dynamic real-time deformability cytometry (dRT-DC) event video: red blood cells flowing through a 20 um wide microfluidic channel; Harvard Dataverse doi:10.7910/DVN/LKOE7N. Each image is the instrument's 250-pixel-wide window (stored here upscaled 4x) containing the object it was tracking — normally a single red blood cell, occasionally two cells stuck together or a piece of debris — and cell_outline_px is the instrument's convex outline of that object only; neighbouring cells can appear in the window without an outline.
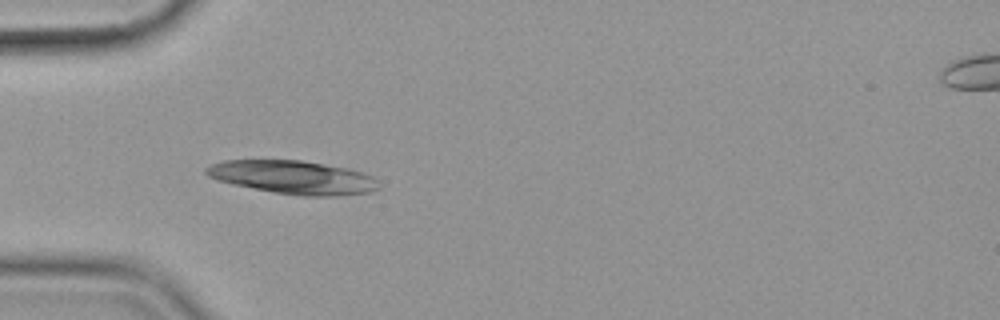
{"species": "common noctule bat (a hibernating species)", "species_latin": "Nyctalus noctula", "temperature_condition": "cold", "stored_images_in_passage": 42, "camera_frame_rate_fps": 3000, "um_per_image_px": 0.085, "animal": {"sex": "female", "body_mass_g": 19.9}, "frame": {"image": 1, "passage_image": 4, "time_ms": 1.0, "image_size_px": [1000, 320], "cell_outline_px": [[380, 188], [372, 192], [336, 196], [304, 196], [276, 192], [232, 184], [208, 176], [204, 172], [204, 168], [212, 164], [224, 160], [300, 160], [348, 168], [372, 176], [376, 180]], "centroid_in_image_um": [24.93, 15.07], "position_along_channel_um": 60.1, "area_um2": 33.35}}
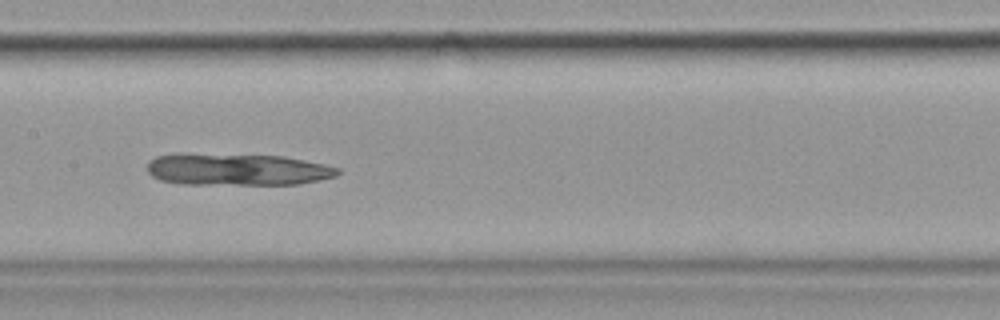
{"frame": {"image": 2, "passage_image": 15, "time_ms": 4.667, "image_size_px": [1000, 320], "cell_outline_px": [[340, 172], [336, 176], [300, 184], [180, 184], [160, 180], [152, 176], [148, 172], [148, 160], [156, 156], [284, 156], [324, 164], [340, 168]], "centroid_in_image_um": [20.25, 14.45], "position_along_channel_um": 187.2, "area_um2": 34.16}}
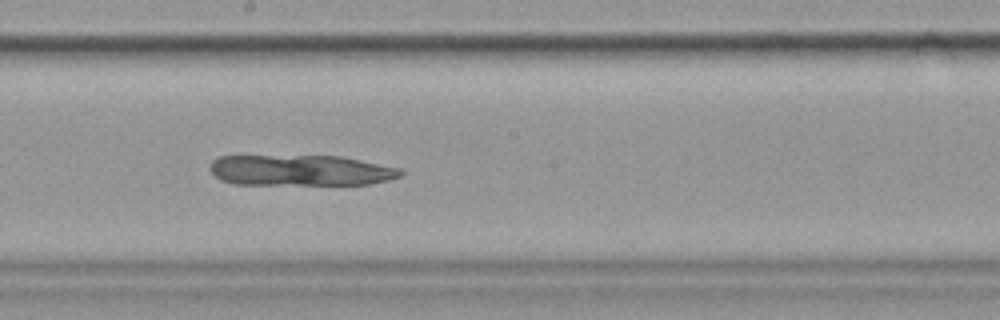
{"frame": {"image": 3, "passage_image": 18, "time_ms": 5.667, "image_size_px": [1000, 320], "cell_outline_px": [[404, 172], [400, 176], [388, 180], [368, 184], [232, 184], [220, 180], [208, 168], [212, 160], [220, 156], [340, 156], [400, 168]], "centroid_in_image_um": [25.51, 14.48], "position_along_channel_um": 222.7, "area_um2": 34.16}}